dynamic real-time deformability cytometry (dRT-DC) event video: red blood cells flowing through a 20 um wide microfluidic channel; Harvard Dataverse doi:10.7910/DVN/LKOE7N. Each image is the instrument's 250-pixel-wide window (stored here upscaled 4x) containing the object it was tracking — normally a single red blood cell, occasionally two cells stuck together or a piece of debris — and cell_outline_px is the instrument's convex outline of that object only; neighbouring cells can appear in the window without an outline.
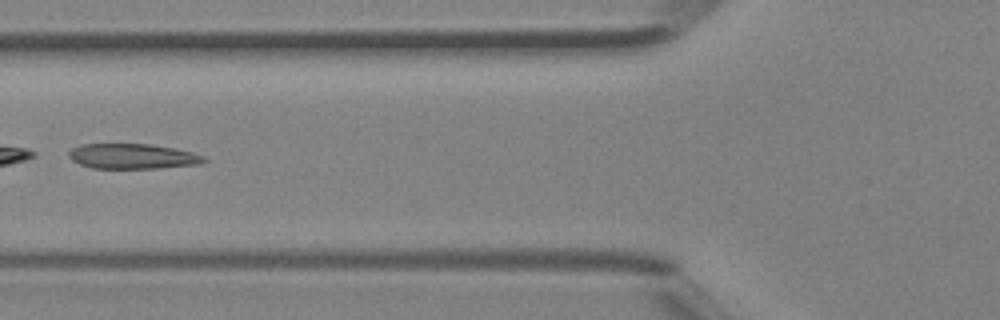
{"species": "Egyptian fruit bat (a non-hibernating species)", "species_latin": "Rousettus aegyptiacus", "temperature_condition": "room temperature", "stored_images_in_passage": 5, "camera_frame_rate_fps": 3000, "um_per_image_px": 0.085, "animal": {"sex": "female"}, "frame": {"image": 1, "passage_image": 4, "time_ms": 1.0, "image_size_px": [1000, 320], "cell_outline_px": [[208, 160], [196, 164], [160, 168], [92, 168], [80, 164], [72, 160], [68, 156], [68, 152], [72, 148], [80, 144], [148, 144], [176, 148], [192, 152], [204, 156]], "centroid_in_image_um": [11.25, 13.28], "position_along_channel_um": 114.6, "area_um2": 19.77}}
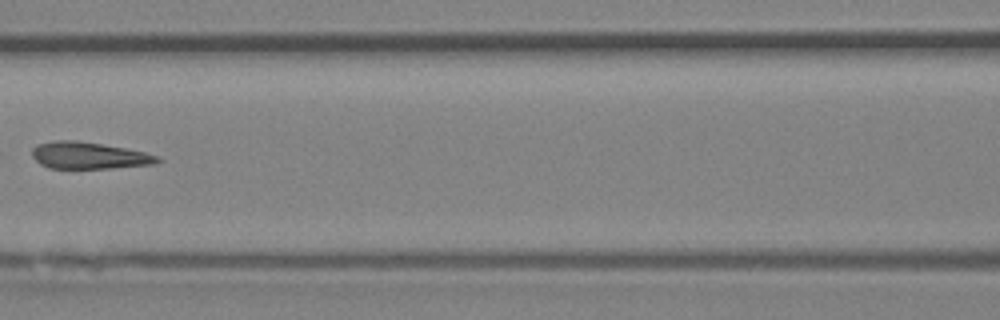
{"frame": {"image": 2, "passage_image": 5, "time_ms": 1.333, "image_size_px": [1000, 320], "cell_outline_px": [[164, 160], [156, 164], [112, 168], [48, 168], [40, 164], [32, 156], [32, 148], [36, 144], [52, 140], [76, 140], [124, 148], [144, 152], [156, 156]], "centroid_in_image_um": [7.53, 13.22], "position_along_channel_um": 159.1, "area_um2": 19.65}}